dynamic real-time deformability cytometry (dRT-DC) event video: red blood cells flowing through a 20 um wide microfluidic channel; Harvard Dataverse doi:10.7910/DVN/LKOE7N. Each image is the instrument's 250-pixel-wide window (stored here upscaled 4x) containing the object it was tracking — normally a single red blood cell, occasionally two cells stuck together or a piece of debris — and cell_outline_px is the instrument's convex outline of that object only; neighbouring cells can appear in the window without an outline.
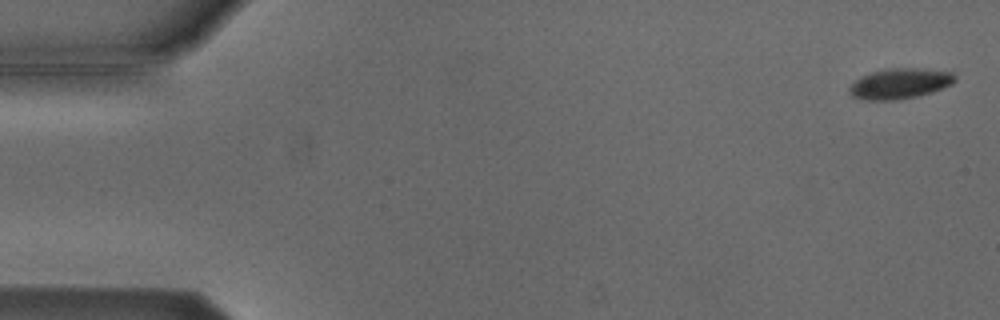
{"species": "Egyptian fruit bat (a non-hibernating species)", "species_latin": "Rousettus aegyptiacus", "temperature_condition": "cold", "stored_images_in_passage": 5, "camera_frame_rate_fps": 3000, "um_per_image_px": 0.085, "animal": {"sex": "male"}, "frame": {"image": 1, "passage_image": 1, "time_ms": 0.0, "image_size_px": [1000, 320], "cell_outline_px": [[956, 80], [952, 84], [932, 92], [900, 100], [864, 100], [852, 96], [848, 92], [848, 88], [860, 76], [872, 72], [888, 68], [924, 68], [952, 72], [956, 76]], "centroid_in_image_um": [76.49, 7.1], "position_along_channel_um": 8.5, "area_um2": 18.9}}
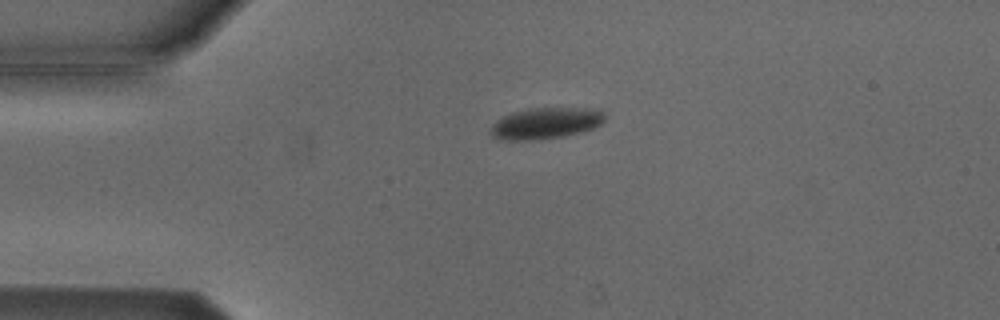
{"frame": {"image": 2, "passage_image": 4, "time_ms": 3.667, "image_size_px": [1000, 320], "cell_outline_px": [[604, 120], [600, 124], [592, 128], [580, 132], [564, 136], [540, 140], [508, 140], [492, 136], [488, 132], [488, 128], [496, 120], [512, 112], [528, 108], [600, 108], [604, 112]], "centroid_in_image_um": [46.36, 10.47], "position_along_channel_um": 38.6, "area_um2": 21.04}}